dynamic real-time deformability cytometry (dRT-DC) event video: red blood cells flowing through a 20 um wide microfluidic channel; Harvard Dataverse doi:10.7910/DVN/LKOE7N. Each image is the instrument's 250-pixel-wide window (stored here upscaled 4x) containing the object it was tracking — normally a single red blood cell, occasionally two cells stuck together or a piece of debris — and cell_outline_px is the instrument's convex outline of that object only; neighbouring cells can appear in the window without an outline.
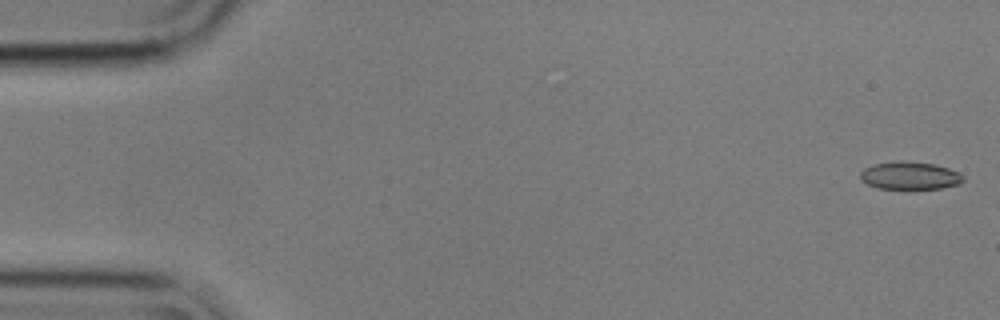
{"species": "common noctule bat (a hibernating species)", "species_latin": "Nyctalus noctula", "temperature_condition": "cold", "stored_images_in_passage": 3, "camera_frame_rate_fps": 3000, "um_per_image_px": 0.085, "animal": {"sex": "male", "body_mass_g": 17.9}, "frame": {"image": 1, "passage_image": 1, "time_ms": 0.0, "image_size_px": [1000, 320], "cell_outline_px": [[964, 180], [960, 184], [940, 188], [912, 192], [880, 188], [868, 184], [860, 180], [860, 172], [864, 168], [872, 164], [900, 160], [904, 160], [936, 164], [948, 168], [964, 176]], "centroid_in_image_um": [77.33, 14.96], "position_along_channel_um": 7.7, "area_um2": 17.51}}